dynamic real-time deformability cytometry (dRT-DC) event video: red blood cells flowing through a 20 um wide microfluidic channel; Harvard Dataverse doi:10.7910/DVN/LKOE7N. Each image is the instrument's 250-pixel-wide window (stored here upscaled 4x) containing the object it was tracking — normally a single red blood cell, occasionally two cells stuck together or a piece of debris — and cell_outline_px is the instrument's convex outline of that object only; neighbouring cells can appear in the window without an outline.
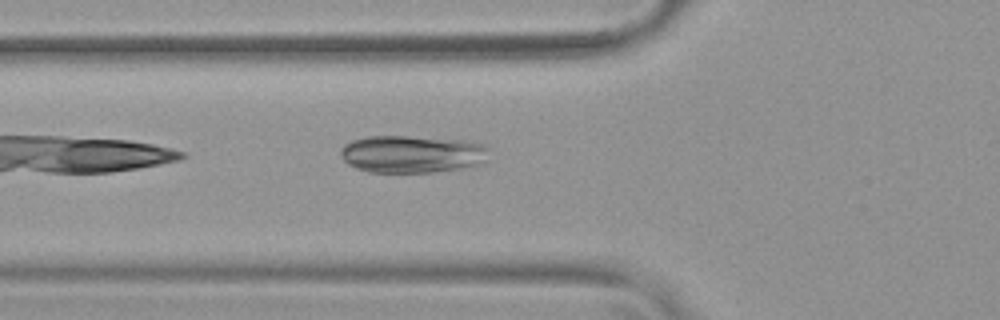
{"species": "common noctule bat (a hibernating species)", "species_latin": "Nyctalus noctula", "temperature_condition": "warm", "stored_images_in_passage": 38, "camera_frame_rate_fps": 3000, "um_per_image_px": 0.085, "animal": {"sex": "female", "body_mass_g": 19.9}, "frame": {"image": 1, "passage_image": 4, "time_ms": 1.0, "image_size_px": [1000, 320], "cell_outline_px": [[488, 160], [484, 164], [460, 168], [432, 172], [368, 172], [356, 168], [348, 164], [340, 156], [340, 148], [344, 144], [352, 140], [368, 136], [408, 136], [464, 140], [484, 144], [488, 148]], "centroid_in_image_um": [35.03, 13.09], "position_along_channel_um": 90.8, "area_um2": 32.71}}
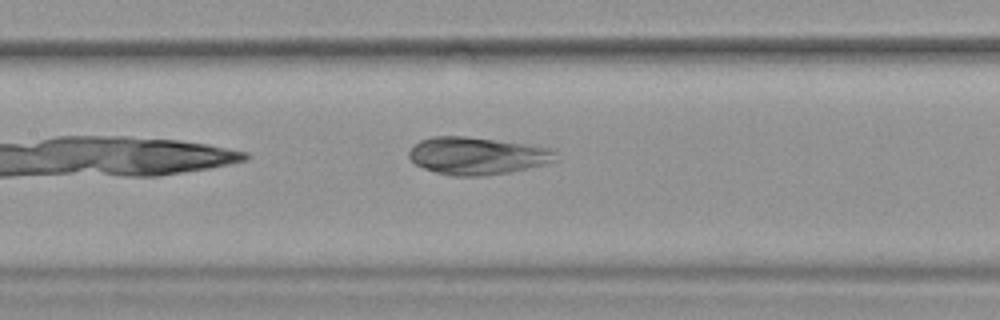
{"frame": {"image": 2, "passage_image": 10, "time_ms": 3.0, "image_size_px": [1000, 320], "cell_outline_px": [[560, 160], [512, 172], [484, 176], [452, 176], [436, 172], [424, 168], [416, 164], [408, 156], [408, 152], [420, 140], [432, 136], [464, 136], [524, 144], [552, 148], [556, 152]], "centroid_in_image_um": [40.59, 13.25], "position_along_channel_um": 166.8, "area_um2": 32.02}}
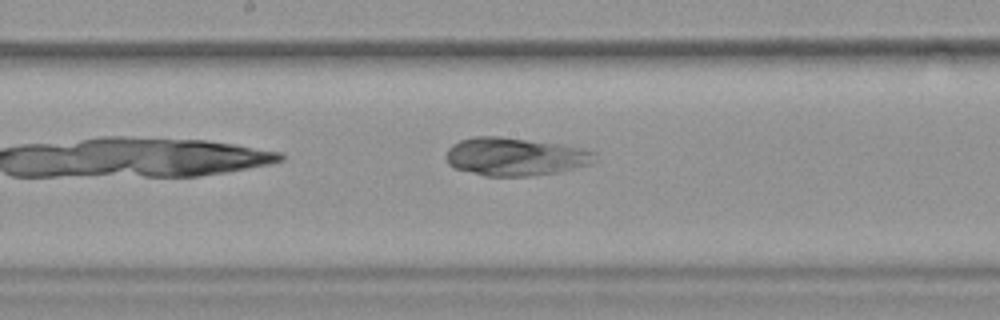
{"frame": {"image": 3, "passage_image": 13, "time_ms": 4.0, "image_size_px": [1000, 320], "cell_outline_px": [[596, 160], [592, 164], [560, 172], [532, 176], [484, 176], [452, 168], [448, 164], [448, 148], [452, 144], [460, 140], [472, 136], [500, 136], [560, 144], [580, 148], [596, 152]], "centroid_in_image_um": [43.8, 13.32], "position_along_channel_um": 204.4, "area_um2": 33.29}}